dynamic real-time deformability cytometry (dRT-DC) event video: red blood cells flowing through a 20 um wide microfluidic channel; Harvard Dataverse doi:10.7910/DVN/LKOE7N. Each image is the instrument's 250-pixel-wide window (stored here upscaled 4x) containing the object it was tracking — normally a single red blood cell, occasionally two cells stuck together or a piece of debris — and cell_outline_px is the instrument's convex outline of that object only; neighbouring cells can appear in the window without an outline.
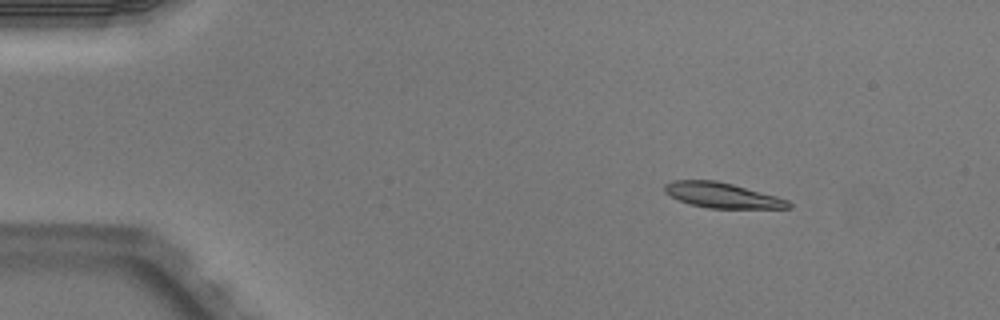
{"species": "Egyptian fruit bat (a non-hibernating species)", "species_latin": "Rousettus aegyptiacus", "temperature_condition": "warm", "stored_images_in_passage": 4, "camera_frame_rate_fps": 3000, "um_per_image_px": 0.085, "animal": {"sex": "male"}, "frame": {"image": 1, "passage_image": 2, "time_ms": 0.333, "image_size_px": [1000, 320], "cell_outline_px": [[792, 208], [708, 208], [692, 204], [680, 200], [664, 192], [664, 184], [672, 180], [716, 180], [732, 184], [776, 196], [788, 200], [792, 204]], "centroid_in_image_um": [61.38, 16.59], "position_along_channel_um": 23.6, "area_um2": 18.03}}